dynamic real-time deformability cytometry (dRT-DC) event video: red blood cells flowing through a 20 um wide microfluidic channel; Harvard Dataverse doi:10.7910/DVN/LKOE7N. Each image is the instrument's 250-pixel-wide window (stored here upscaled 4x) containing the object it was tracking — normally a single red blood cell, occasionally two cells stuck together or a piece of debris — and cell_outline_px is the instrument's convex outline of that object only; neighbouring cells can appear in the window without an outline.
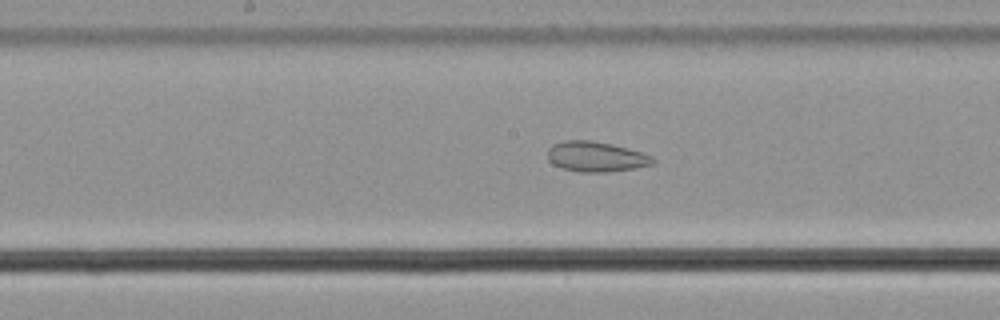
{"species": "common noctule bat (a hibernating species)", "species_latin": "Nyctalus noctula", "temperature_condition": "cold", "stored_images_in_passage": 40, "camera_frame_rate_fps": 3000, "um_per_image_px": 0.085, "animal": {"sex": "male", "body_mass_g": 21.5, "forearm_length_mm": 52.0}, "frame": {"image": 1, "passage_image": 13, "time_ms": 4.0, "image_size_px": [1000, 320], "cell_outline_px": [[656, 164], [608, 172], [580, 172], [560, 168], [552, 164], [548, 160], [548, 148], [552, 144], [564, 140], [592, 140], [612, 144], [640, 152], [652, 156], [656, 160]], "centroid_in_image_um": [50.63, 13.31], "position_along_channel_um": 197.6, "area_um2": 18.67}}
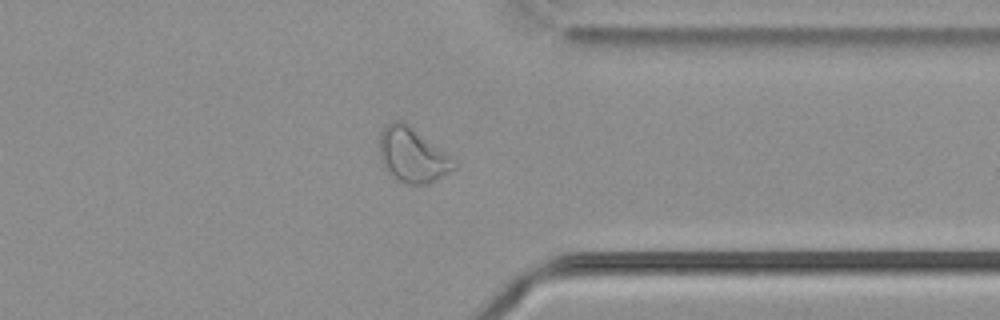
{"frame": {"image": 2, "passage_image": 28, "time_ms": 9.0, "image_size_px": [1000, 320], "cell_outline_px": [[456, 168], [436, 180], [428, 184], [404, 184], [388, 172], [380, 160], [380, 132], [392, 120], [400, 120], [448, 156], [456, 164]], "centroid_in_image_um": [35.0, 13.23], "position_along_channel_um": 376.4, "area_um2": 22.77}}
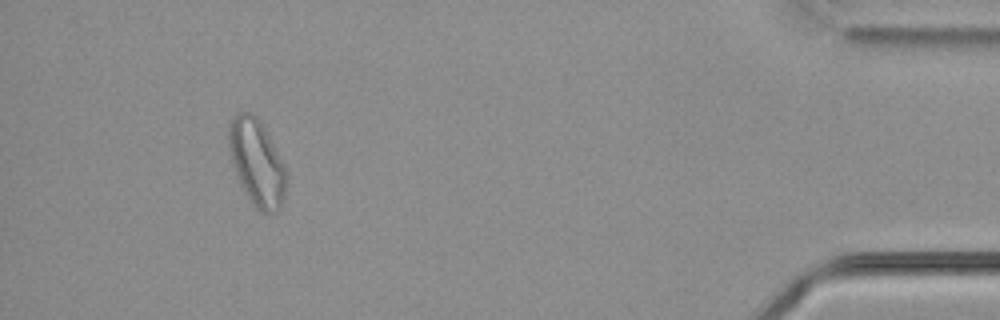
{"frame": {"image": 3, "passage_image": 36, "time_ms": 11.667, "image_size_px": [1000, 320], "cell_outline_px": [[288, 176], [284, 200], [272, 212], [260, 212], [256, 208], [240, 184], [236, 176], [228, 144], [228, 120], [236, 112], [252, 112], [256, 116], [264, 128], [284, 164]], "centroid_in_image_um": [21.81, 13.77], "position_along_channel_um": 413.4, "area_um2": 28.84}, "authors_computed_cell_mechanics": {"area_um2": 19.5653, "velocity_mm_per_s": 3.6612, "shape_relaxation_time_tau1_ms": null, "shape_relaxation_time_tau2_ms": 3.2713, "deformation_change_tau1": null, "deformation_change_tau2": 0.0982}}